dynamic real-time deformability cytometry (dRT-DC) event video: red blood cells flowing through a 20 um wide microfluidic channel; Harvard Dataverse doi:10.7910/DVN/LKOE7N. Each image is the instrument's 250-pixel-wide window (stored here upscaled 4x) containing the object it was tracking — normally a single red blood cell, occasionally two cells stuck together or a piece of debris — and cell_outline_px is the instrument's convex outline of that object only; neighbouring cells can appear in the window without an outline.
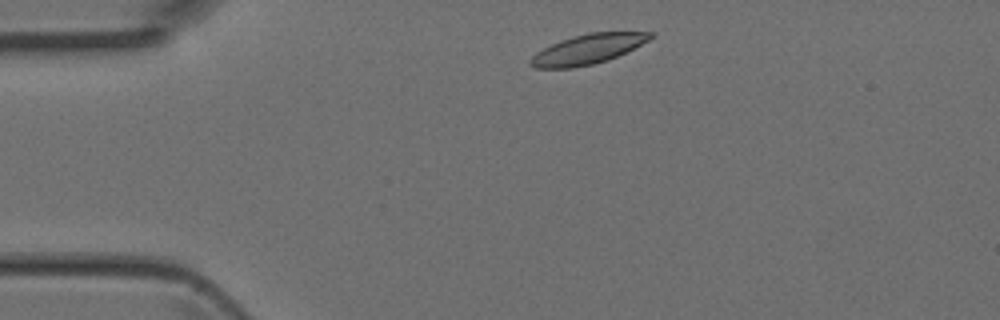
{"species": "Egyptian fruit bat (a non-hibernating species)", "species_latin": "Rousettus aegyptiacus", "temperature_condition": "room temperature", "stored_images_in_passage": 2, "camera_frame_rate_fps": 3000, "um_per_image_px": 0.085, "animal": {"sex": "female"}, "frame": {"image": 1, "passage_image": 1, "time_ms": 0.0, "image_size_px": [1000, 320], "cell_outline_px": [[656, 36], [608, 60], [592, 64], [572, 68], [536, 68], [528, 64], [528, 60], [536, 52], [560, 40], [572, 36], [588, 32], [656, 32]], "centroid_in_image_um": [49.93, 4.17], "position_along_channel_um": 35.1, "area_um2": 20.69}}